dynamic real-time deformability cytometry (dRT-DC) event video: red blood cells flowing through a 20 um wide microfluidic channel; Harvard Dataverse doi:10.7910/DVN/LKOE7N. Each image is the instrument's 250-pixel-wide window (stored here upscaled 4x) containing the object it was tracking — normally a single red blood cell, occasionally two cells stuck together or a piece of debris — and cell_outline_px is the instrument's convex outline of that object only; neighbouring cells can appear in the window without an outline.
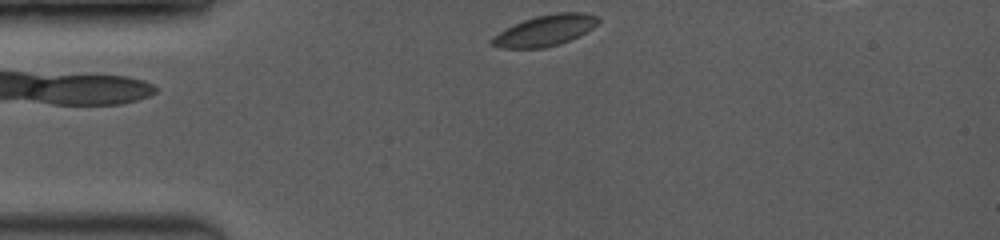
{"species": "common noctule bat (a hibernating species)", "species_latin": "Nyctalus noctula", "temperature_condition": "room temperature", "stored_images_in_passage": 6, "camera_frame_rate_fps": 3500, "um_per_image_px": 0.085, "animal": {"sex": "female", "body_mass_g": 19.0, "forearm_length_mm": 53.3}, "frame": {"image": 1, "passage_image": 1, "time_ms": 0.0, "image_size_px": [1000, 240], "cell_outline_px": [[600, 20], [592, 28], [568, 40], [544, 48], [504, 48], [488, 44], [488, 40], [492, 36], [504, 28], [512, 24], [536, 16], [556, 12], [584, 12], [600, 16]], "centroid_in_image_um": [46.27, 2.57], "position_along_channel_um": 38.7, "area_um2": 19.19}}
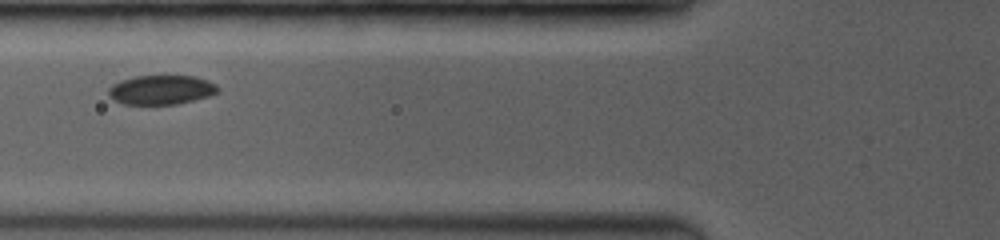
{"frame": {"image": 2, "passage_image": 4, "time_ms": 2.571, "image_size_px": [1000, 240], "cell_outline_px": [[220, 92], [208, 96], [176, 104], [124, 104], [108, 96], [108, 88], [112, 84], [120, 80], [136, 76], [196, 76], [208, 80], [216, 84], [220, 88]], "centroid_in_image_um": [13.72, 7.62], "position_along_channel_um": 112.1, "area_um2": 18.73}}
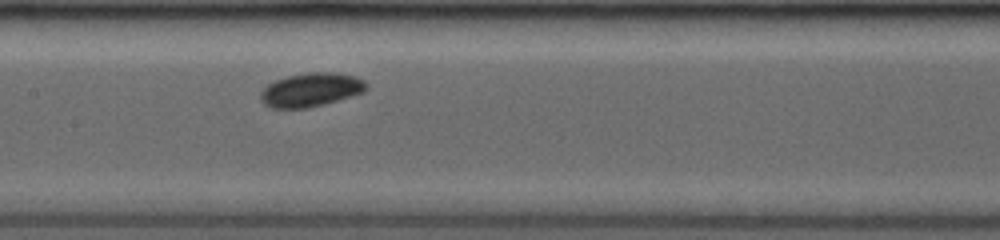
{"frame": {"image": 3, "passage_image": 6, "time_ms": 4.286, "image_size_px": [1000, 240], "cell_outline_px": [[368, 88], [364, 92], [324, 104], [308, 108], [268, 108], [260, 100], [260, 92], [268, 84], [276, 80], [288, 76], [308, 72], [336, 72], [352, 76], [364, 80], [368, 84]], "centroid_in_image_um": [26.42, 7.64], "position_along_channel_um": 181.0, "area_um2": 20.87}}